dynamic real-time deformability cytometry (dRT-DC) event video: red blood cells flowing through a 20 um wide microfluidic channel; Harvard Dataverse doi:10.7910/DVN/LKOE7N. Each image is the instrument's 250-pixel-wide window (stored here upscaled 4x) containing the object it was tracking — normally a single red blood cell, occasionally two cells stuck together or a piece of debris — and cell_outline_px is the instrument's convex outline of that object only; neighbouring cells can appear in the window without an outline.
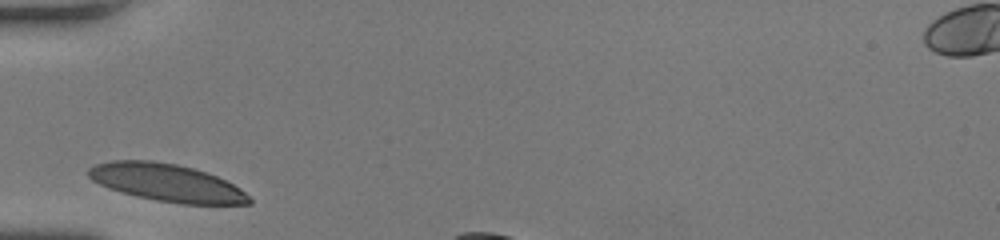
{"species": "human", "species_latin": "Homo sapiens", "temperature_condition": "room temperature", "stored_images_in_passage": 26, "camera_frame_rate_fps": 3000, "um_per_image_px": 0.085, "donor": {"sex": "female"}, "frame": {"image": 1, "passage_image": 1, "time_ms": 0.0, "image_size_px": [1000, 240], "cell_outline_px": [[252, 204], [180, 204], [156, 200], [136, 196], [108, 188], [92, 180], [88, 176], [88, 168], [96, 164], [112, 160], [152, 160], [176, 164], [208, 172], [240, 188], [252, 200]], "centroid_in_image_um": [14.16, 15.52], "position_along_channel_um": 70.8, "area_um2": 35.08}}
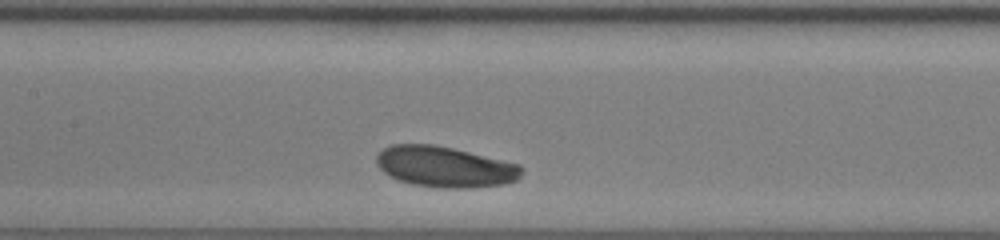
{"frame": {"image": 2, "passage_image": 9, "time_ms": 2.667, "image_size_px": [1000, 240], "cell_outline_px": [[520, 176], [516, 180], [504, 184], [476, 188], [440, 188], [412, 184], [400, 180], [384, 172], [376, 164], [376, 156], [384, 148], [392, 144], [432, 144], [452, 148], [520, 164]], "centroid_in_image_um": [37.81, 14.18], "position_along_channel_um": 169.6, "area_um2": 34.33}}
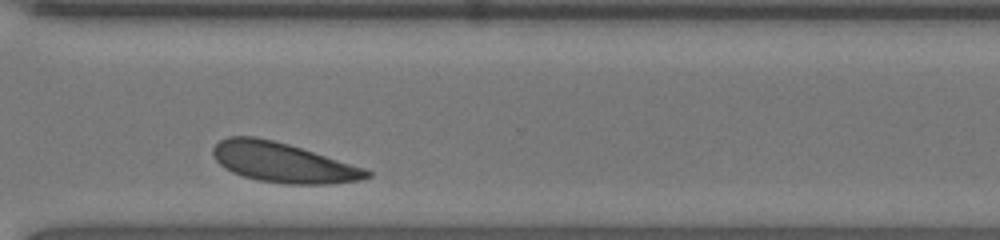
{"frame": {"image": 3, "passage_image": 23, "time_ms": 7.333, "image_size_px": [1000, 240], "cell_outline_px": [[372, 176], [360, 180], [332, 184], [284, 184], [256, 180], [232, 172], [224, 168], [216, 160], [212, 152], [212, 148], [220, 140], [228, 136], [256, 136], [288, 144], [364, 168], [372, 172]], "centroid_in_image_um": [24.02, 13.82], "position_along_channel_um": 346.6, "area_um2": 35.55}, "authors_computed_cell_mechanics": {"area_um2": 34.391, "velocity_mm_per_s": 3.7749, "shape_relaxation_time_tau1_ms": 1.165, "shape_relaxation_time_tau2_ms": 3.7004, "deformation_change_tau1": 0.0683, "deformation_change_tau2": 0.0916}}